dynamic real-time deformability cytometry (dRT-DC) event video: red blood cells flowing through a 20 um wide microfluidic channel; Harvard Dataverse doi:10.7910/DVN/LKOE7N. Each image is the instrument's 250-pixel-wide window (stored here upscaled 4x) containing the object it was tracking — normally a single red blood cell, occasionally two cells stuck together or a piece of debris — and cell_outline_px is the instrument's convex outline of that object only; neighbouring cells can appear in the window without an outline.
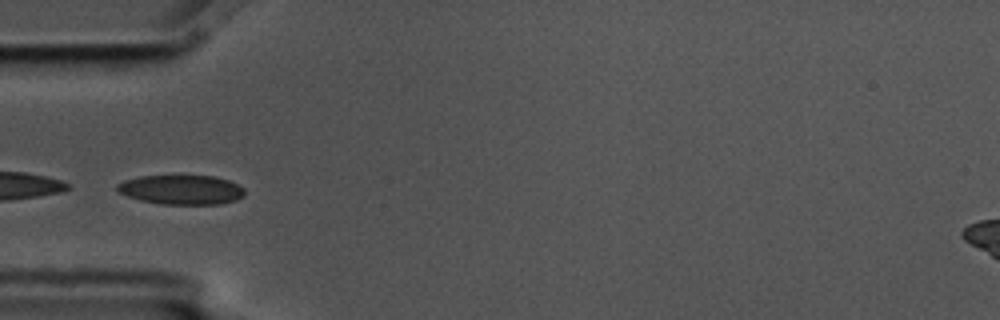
{"species": "common noctule bat (a hibernating species)", "species_latin": "Nyctalus noctula", "temperature_condition": "cold", "stored_images_in_passage": 6, "camera_frame_rate_fps": 3000, "um_per_image_px": 0.085, "animal": {"sex": "male", "body_mass_g": 17.5, "forearm_length_mm": 52.3}, "frame": {"image": 1, "passage_image": 4, "time_ms": 1.0, "image_size_px": [1000, 320], "cell_outline_px": [[244, 196], [236, 200], [220, 204], [160, 204], [140, 200], [128, 196], [120, 192], [116, 188], [116, 184], [124, 180], [140, 176], [216, 176], [228, 180], [244, 188]], "centroid_in_image_um": [15.42, 16.13], "position_along_channel_um": 69.6, "area_um2": 21.85}}